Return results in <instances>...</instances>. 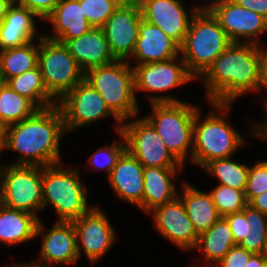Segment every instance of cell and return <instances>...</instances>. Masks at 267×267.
<instances>
[{
	"instance_id": "6da1fadb",
	"label": "cell",
	"mask_w": 267,
	"mask_h": 267,
	"mask_svg": "<svg viewBox=\"0 0 267 267\" xmlns=\"http://www.w3.org/2000/svg\"><path fill=\"white\" fill-rule=\"evenodd\" d=\"M66 134L58 105L39 109L34 115L5 130V149L21 156L12 165L50 166L62 162L60 141Z\"/></svg>"
},
{
	"instance_id": "7a4b0ae2",
	"label": "cell",
	"mask_w": 267,
	"mask_h": 267,
	"mask_svg": "<svg viewBox=\"0 0 267 267\" xmlns=\"http://www.w3.org/2000/svg\"><path fill=\"white\" fill-rule=\"evenodd\" d=\"M201 78L209 103L233 104L239 96L259 91V45L232 42Z\"/></svg>"
},
{
	"instance_id": "3957f363",
	"label": "cell",
	"mask_w": 267,
	"mask_h": 267,
	"mask_svg": "<svg viewBox=\"0 0 267 267\" xmlns=\"http://www.w3.org/2000/svg\"><path fill=\"white\" fill-rule=\"evenodd\" d=\"M152 113L144 118L153 126L168 151L184 166L191 161L193 126L199 107L189 105L171 95L148 94Z\"/></svg>"
},
{
	"instance_id": "277c9868",
	"label": "cell",
	"mask_w": 267,
	"mask_h": 267,
	"mask_svg": "<svg viewBox=\"0 0 267 267\" xmlns=\"http://www.w3.org/2000/svg\"><path fill=\"white\" fill-rule=\"evenodd\" d=\"M217 112L210 111L202 119V111H196L193 126V148L191 161L203 169L212 160L230 158L245 140L224 118L232 104L210 103ZM202 119V121H201Z\"/></svg>"
},
{
	"instance_id": "5b68a950",
	"label": "cell",
	"mask_w": 267,
	"mask_h": 267,
	"mask_svg": "<svg viewBox=\"0 0 267 267\" xmlns=\"http://www.w3.org/2000/svg\"><path fill=\"white\" fill-rule=\"evenodd\" d=\"M231 43L212 13L209 10H198L180 46V56L188 72L194 78H199Z\"/></svg>"
},
{
	"instance_id": "8992f818",
	"label": "cell",
	"mask_w": 267,
	"mask_h": 267,
	"mask_svg": "<svg viewBox=\"0 0 267 267\" xmlns=\"http://www.w3.org/2000/svg\"><path fill=\"white\" fill-rule=\"evenodd\" d=\"M127 60L89 69L84 79L96 89L110 110L122 121L138 116L134 70Z\"/></svg>"
},
{
	"instance_id": "52a82bcc",
	"label": "cell",
	"mask_w": 267,
	"mask_h": 267,
	"mask_svg": "<svg viewBox=\"0 0 267 267\" xmlns=\"http://www.w3.org/2000/svg\"><path fill=\"white\" fill-rule=\"evenodd\" d=\"M78 170L64 169L62 163L42 167L43 210L52 205L58 221H72L91 208Z\"/></svg>"
},
{
	"instance_id": "ba28073f",
	"label": "cell",
	"mask_w": 267,
	"mask_h": 267,
	"mask_svg": "<svg viewBox=\"0 0 267 267\" xmlns=\"http://www.w3.org/2000/svg\"><path fill=\"white\" fill-rule=\"evenodd\" d=\"M0 203L35 215L43 211L42 166L0 165Z\"/></svg>"
},
{
	"instance_id": "9c48e42d",
	"label": "cell",
	"mask_w": 267,
	"mask_h": 267,
	"mask_svg": "<svg viewBox=\"0 0 267 267\" xmlns=\"http://www.w3.org/2000/svg\"><path fill=\"white\" fill-rule=\"evenodd\" d=\"M38 66L48 93L57 102L84 80L85 72L68 48L44 36L39 39Z\"/></svg>"
},
{
	"instance_id": "30bf717a",
	"label": "cell",
	"mask_w": 267,
	"mask_h": 267,
	"mask_svg": "<svg viewBox=\"0 0 267 267\" xmlns=\"http://www.w3.org/2000/svg\"><path fill=\"white\" fill-rule=\"evenodd\" d=\"M57 105L64 117L66 133L109 116H113L117 121V133L121 131L123 122L106 105L100 93L85 79L68 92Z\"/></svg>"
},
{
	"instance_id": "8fae6325",
	"label": "cell",
	"mask_w": 267,
	"mask_h": 267,
	"mask_svg": "<svg viewBox=\"0 0 267 267\" xmlns=\"http://www.w3.org/2000/svg\"><path fill=\"white\" fill-rule=\"evenodd\" d=\"M121 132L126 141V150L143 167L184 168L144 117L122 123Z\"/></svg>"
},
{
	"instance_id": "7c38bea8",
	"label": "cell",
	"mask_w": 267,
	"mask_h": 267,
	"mask_svg": "<svg viewBox=\"0 0 267 267\" xmlns=\"http://www.w3.org/2000/svg\"><path fill=\"white\" fill-rule=\"evenodd\" d=\"M142 20L139 3L124 0L101 27L108 42L111 54L116 60L131 58Z\"/></svg>"
},
{
	"instance_id": "4fadbf2b",
	"label": "cell",
	"mask_w": 267,
	"mask_h": 267,
	"mask_svg": "<svg viewBox=\"0 0 267 267\" xmlns=\"http://www.w3.org/2000/svg\"><path fill=\"white\" fill-rule=\"evenodd\" d=\"M101 208L92 206L79 218L72 220L76 233V247L80 259L81 246L92 263L100 260L113 247L115 229Z\"/></svg>"
},
{
	"instance_id": "5bb4252c",
	"label": "cell",
	"mask_w": 267,
	"mask_h": 267,
	"mask_svg": "<svg viewBox=\"0 0 267 267\" xmlns=\"http://www.w3.org/2000/svg\"><path fill=\"white\" fill-rule=\"evenodd\" d=\"M209 11L218 20L232 42H249L260 45L259 37L267 33L266 18L237 5L232 0H222Z\"/></svg>"
},
{
	"instance_id": "9a60e30c",
	"label": "cell",
	"mask_w": 267,
	"mask_h": 267,
	"mask_svg": "<svg viewBox=\"0 0 267 267\" xmlns=\"http://www.w3.org/2000/svg\"><path fill=\"white\" fill-rule=\"evenodd\" d=\"M180 58V59H179ZM178 60V61H177ZM136 91L167 92L195 78L188 72L181 56L163 62L132 66Z\"/></svg>"
},
{
	"instance_id": "2e32d148",
	"label": "cell",
	"mask_w": 267,
	"mask_h": 267,
	"mask_svg": "<svg viewBox=\"0 0 267 267\" xmlns=\"http://www.w3.org/2000/svg\"><path fill=\"white\" fill-rule=\"evenodd\" d=\"M136 1L139 3L143 20L159 27L179 46L182 45L191 20L198 11L196 7L190 9L191 12L187 14L184 3L181 0Z\"/></svg>"
},
{
	"instance_id": "e0dca14e",
	"label": "cell",
	"mask_w": 267,
	"mask_h": 267,
	"mask_svg": "<svg viewBox=\"0 0 267 267\" xmlns=\"http://www.w3.org/2000/svg\"><path fill=\"white\" fill-rule=\"evenodd\" d=\"M153 215L155 229L162 237L172 242L180 249H194L199 235L189 219L185 206L179 196L158 206L149 212Z\"/></svg>"
},
{
	"instance_id": "ac0fdd59",
	"label": "cell",
	"mask_w": 267,
	"mask_h": 267,
	"mask_svg": "<svg viewBox=\"0 0 267 267\" xmlns=\"http://www.w3.org/2000/svg\"><path fill=\"white\" fill-rule=\"evenodd\" d=\"M44 234L39 259L42 262L46 261V263L33 261L29 263L30 265L33 267H55L54 264L73 265L79 260L75 227L72 221L57 220L53 227Z\"/></svg>"
},
{
	"instance_id": "d6986e66",
	"label": "cell",
	"mask_w": 267,
	"mask_h": 267,
	"mask_svg": "<svg viewBox=\"0 0 267 267\" xmlns=\"http://www.w3.org/2000/svg\"><path fill=\"white\" fill-rule=\"evenodd\" d=\"M143 165L127 150L107 177L115 195L142 210Z\"/></svg>"
},
{
	"instance_id": "ffe728a7",
	"label": "cell",
	"mask_w": 267,
	"mask_h": 267,
	"mask_svg": "<svg viewBox=\"0 0 267 267\" xmlns=\"http://www.w3.org/2000/svg\"><path fill=\"white\" fill-rule=\"evenodd\" d=\"M178 56H180V46L159 27L142 19L139 37L131 56L138 59V63L133 66L163 62Z\"/></svg>"
},
{
	"instance_id": "44dd1931",
	"label": "cell",
	"mask_w": 267,
	"mask_h": 267,
	"mask_svg": "<svg viewBox=\"0 0 267 267\" xmlns=\"http://www.w3.org/2000/svg\"><path fill=\"white\" fill-rule=\"evenodd\" d=\"M64 45L84 72L116 60L110 52L102 28L92 27L80 37L67 40Z\"/></svg>"
},
{
	"instance_id": "7402d4cb",
	"label": "cell",
	"mask_w": 267,
	"mask_h": 267,
	"mask_svg": "<svg viewBox=\"0 0 267 267\" xmlns=\"http://www.w3.org/2000/svg\"><path fill=\"white\" fill-rule=\"evenodd\" d=\"M45 20L51 23L54 33L43 36L62 44L80 37L92 28L83 14L79 0H61Z\"/></svg>"
},
{
	"instance_id": "603a6c76",
	"label": "cell",
	"mask_w": 267,
	"mask_h": 267,
	"mask_svg": "<svg viewBox=\"0 0 267 267\" xmlns=\"http://www.w3.org/2000/svg\"><path fill=\"white\" fill-rule=\"evenodd\" d=\"M46 230L35 215L0 203V242L8 246L31 241Z\"/></svg>"
},
{
	"instance_id": "cb8c5ba5",
	"label": "cell",
	"mask_w": 267,
	"mask_h": 267,
	"mask_svg": "<svg viewBox=\"0 0 267 267\" xmlns=\"http://www.w3.org/2000/svg\"><path fill=\"white\" fill-rule=\"evenodd\" d=\"M181 169L183 168L144 167L142 212L149 213L179 196L172 179Z\"/></svg>"
},
{
	"instance_id": "d4e9b609",
	"label": "cell",
	"mask_w": 267,
	"mask_h": 267,
	"mask_svg": "<svg viewBox=\"0 0 267 267\" xmlns=\"http://www.w3.org/2000/svg\"><path fill=\"white\" fill-rule=\"evenodd\" d=\"M198 235L209 230L221 217L215 208L210 192H204L188 183L182 184L179 197Z\"/></svg>"
},
{
	"instance_id": "484cf974",
	"label": "cell",
	"mask_w": 267,
	"mask_h": 267,
	"mask_svg": "<svg viewBox=\"0 0 267 267\" xmlns=\"http://www.w3.org/2000/svg\"><path fill=\"white\" fill-rule=\"evenodd\" d=\"M235 245L227 220L220 217L209 230L199 235L194 249L203 252V267H214Z\"/></svg>"
},
{
	"instance_id": "4316f807",
	"label": "cell",
	"mask_w": 267,
	"mask_h": 267,
	"mask_svg": "<svg viewBox=\"0 0 267 267\" xmlns=\"http://www.w3.org/2000/svg\"><path fill=\"white\" fill-rule=\"evenodd\" d=\"M7 84L16 93L31 100L39 109H46L58 104L48 93L39 66L10 78Z\"/></svg>"
},
{
	"instance_id": "83f0119b",
	"label": "cell",
	"mask_w": 267,
	"mask_h": 267,
	"mask_svg": "<svg viewBox=\"0 0 267 267\" xmlns=\"http://www.w3.org/2000/svg\"><path fill=\"white\" fill-rule=\"evenodd\" d=\"M42 36V33L38 35L37 45L33 40L24 46L0 51V71L6 81L38 66L39 39Z\"/></svg>"
},
{
	"instance_id": "f1b7e54d",
	"label": "cell",
	"mask_w": 267,
	"mask_h": 267,
	"mask_svg": "<svg viewBox=\"0 0 267 267\" xmlns=\"http://www.w3.org/2000/svg\"><path fill=\"white\" fill-rule=\"evenodd\" d=\"M39 108L16 93L8 84L0 91V123L5 127L34 115Z\"/></svg>"
},
{
	"instance_id": "f546056e",
	"label": "cell",
	"mask_w": 267,
	"mask_h": 267,
	"mask_svg": "<svg viewBox=\"0 0 267 267\" xmlns=\"http://www.w3.org/2000/svg\"><path fill=\"white\" fill-rule=\"evenodd\" d=\"M203 168L208 174L214 175L221 185L237 190L246 188L249 167L233 161L232 157L212 160Z\"/></svg>"
},
{
	"instance_id": "4dcf8cb0",
	"label": "cell",
	"mask_w": 267,
	"mask_h": 267,
	"mask_svg": "<svg viewBox=\"0 0 267 267\" xmlns=\"http://www.w3.org/2000/svg\"><path fill=\"white\" fill-rule=\"evenodd\" d=\"M246 218V236L239 244L247 251L261 254L267 238V215L249 204L242 210Z\"/></svg>"
},
{
	"instance_id": "1f68e13d",
	"label": "cell",
	"mask_w": 267,
	"mask_h": 267,
	"mask_svg": "<svg viewBox=\"0 0 267 267\" xmlns=\"http://www.w3.org/2000/svg\"><path fill=\"white\" fill-rule=\"evenodd\" d=\"M210 194L215 208L221 217L231 213L241 212L248 205L245 197V190H237L219 184L210 191Z\"/></svg>"
},
{
	"instance_id": "d6a6232c",
	"label": "cell",
	"mask_w": 267,
	"mask_h": 267,
	"mask_svg": "<svg viewBox=\"0 0 267 267\" xmlns=\"http://www.w3.org/2000/svg\"><path fill=\"white\" fill-rule=\"evenodd\" d=\"M121 137V141L116 140L109 147L103 146L99 148L91 157L88 159V164L91 165L96 171L105 170L107 177L115 167L118 159L126 151V141L121 131L117 133Z\"/></svg>"
},
{
	"instance_id": "836d02e7",
	"label": "cell",
	"mask_w": 267,
	"mask_h": 267,
	"mask_svg": "<svg viewBox=\"0 0 267 267\" xmlns=\"http://www.w3.org/2000/svg\"><path fill=\"white\" fill-rule=\"evenodd\" d=\"M124 0H79L92 27L101 28Z\"/></svg>"
},
{
	"instance_id": "e575fe53",
	"label": "cell",
	"mask_w": 267,
	"mask_h": 267,
	"mask_svg": "<svg viewBox=\"0 0 267 267\" xmlns=\"http://www.w3.org/2000/svg\"><path fill=\"white\" fill-rule=\"evenodd\" d=\"M267 191V160H261L248 169L245 197L249 203L254 197Z\"/></svg>"
},
{
	"instance_id": "d590c367",
	"label": "cell",
	"mask_w": 267,
	"mask_h": 267,
	"mask_svg": "<svg viewBox=\"0 0 267 267\" xmlns=\"http://www.w3.org/2000/svg\"><path fill=\"white\" fill-rule=\"evenodd\" d=\"M35 17L37 16L24 6L12 4L0 22V28L36 29Z\"/></svg>"
},
{
	"instance_id": "8d00e7d4",
	"label": "cell",
	"mask_w": 267,
	"mask_h": 267,
	"mask_svg": "<svg viewBox=\"0 0 267 267\" xmlns=\"http://www.w3.org/2000/svg\"><path fill=\"white\" fill-rule=\"evenodd\" d=\"M36 29L0 28V51L21 47L33 41Z\"/></svg>"
},
{
	"instance_id": "74e56055",
	"label": "cell",
	"mask_w": 267,
	"mask_h": 267,
	"mask_svg": "<svg viewBox=\"0 0 267 267\" xmlns=\"http://www.w3.org/2000/svg\"><path fill=\"white\" fill-rule=\"evenodd\" d=\"M252 254L243 247L235 245L214 267H246Z\"/></svg>"
},
{
	"instance_id": "f35d334b",
	"label": "cell",
	"mask_w": 267,
	"mask_h": 267,
	"mask_svg": "<svg viewBox=\"0 0 267 267\" xmlns=\"http://www.w3.org/2000/svg\"><path fill=\"white\" fill-rule=\"evenodd\" d=\"M60 1L61 0H18L17 4L29 9L39 19L45 21Z\"/></svg>"
},
{
	"instance_id": "ab89813d",
	"label": "cell",
	"mask_w": 267,
	"mask_h": 267,
	"mask_svg": "<svg viewBox=\"0 0 267 267\" xmlns=\"http://www.w3.org/2000/svg\"><path fill=\"white\" fill-rule=\"evenodd\" d=\"M224 218L229 224L236 245H239L247 235L245 214L241 211L228 214Z\"/></svg>"
},
{
	"instance_id": "60d3db41",
	"label": "cell",
	"mask_w": 267,
	"mask_h": 267,
	"mask_svg": "<svg viewBox=\"0 0 267 267\" xmlns=\"http://www.w3.org/2000/svg\"><path fill=\"white\" fill-rule=\"evenodd\" d=\"M237 5L251 10L267 19V0H232Z\"/></svg>"
},
{
	"instance_id": "b9f144b4",
	"label": "cell",
	"mask_w": 267,
	"mask_h": 267,
	"mask_svg": "<svg viewBox=\"0 0 267 267\" xmlns=\"http://www.w3.org/2000/svg\"><path fill=\"white\" fill-rule=\"evenodd\" d=\"M259 55H260V84H259V90L265 89L267 90V50L262 48L261 45H259ZM264 87V88H263ZM264 100V109L267 113V96H265Z\"/></svg>"
},
{
	"instance_id": "7bdbcfd3",
	"label": "cell",
	"mask_w": 267,
	"mask_h": 267,
	"mask_svg": "<svg viewBox=\"0 0 267 267\" xmlns=\"http://www.w3.org/2000/svg\"><path fill=\"white\" fill-rule=\"evenodd\" d=\"M251 207L267 215V191L254 197L249 203Z\"/></svg>"
},
{
	"instance_id": "ee69618b",
	"label": "cell",
	"mask_w": 267,
	"mask_h": 267,
	"mask_svg": "<svg viewBox=\"0 0 267 267\" xmlns=\"http://www.w3.org/2000/svg\"><path fill=\"white\" fill-rule=\"evenodd\" d=\"M265 116V121H260V123L257 122V124H255L256 126L253 125L254 130L251 129L252 131H249L250 133L248 134H251L252 132V135H255L254 137H259L267 141V113Z\"/></svg>"
},
{
	"instance_id": "f6af8a7d",
	"label": "cell",
	"mask_w": 267,
	"mask_h": 267,
	"mask_svg": "<svg viewBox=\"0 0 267 267\" xmlns=\"http://www.w3.org/2000/svg\"><path fill=\"white\" fill-rule=\"evenodd\" d=\"M266 262L261 254H252L248 260L246 267H265Z\"/></svg>"
},
{
	"instance_id": "bcb514c9",
	"label": "cell",
	"mask_w": 267,
	"mask_h": 267,
	"mask_svg": "<svg viewBox=\"0 0 267 267\" xmlns=\"http://www.w3.org/2000/svg\"><path fill=\"white\" fill-rule=\"evenodd\" d=\"M12 5L8 0H0V22L5 18L9 7Z\"/></svg>"
},
{
	"instance_id": "7dc6e473",
	"label": "cell",
	"mask_w": 267,
	"mask_h": 267,
	"mask_svg": "<svg viewBox=\"0 0 267 267\" xmlns=\"http://www.w3.org/2000/svg\"><path fill=\"white\" fill-rule=\"evenodd\" d=\"M5 130L6 127L0 123V153L5 150Z\"/></svg>"
},
{
	"instance_id": "c3c4849f",
	"label": "cell",
	"mask_w": 267,
	"mask_h": 267,
	"mask_svg": "<svg viewBox=\"0 0 267 267\" xmlns=\"http://www.w3.org/2000/svg\"><path fill=\"white\" fill-rule=\"evenodd\" d=\"M207 1V0H206ZM208 1H210V0H208ZM222 0H214V1H210L209 3L210 4H208L207 3V6L205 5H203V6H196V8L198 9V10H209L210 8H212L214 5H216V4H218L219 2H221Z\"/></svg>"
},
{
	"instance_id": "681fc988",
	"label": "cell",
	"mask_w": 267,
	"mask_h": 267,
	"mask_svg": "<svg viewBox=\"0 0 267 267\" xmlns=\"http://www.w3.org/2000/svg\"><path fill=\"white\" fill-rule=\"evenodd\" d=\"M6 84H7V81L5 79V76L0 71V91L5 87Z\"/></svg>"
},
{
	"instance_id": "f907efd6",
	"label": "cell",
	"mask_w": 267,
	"mask_h": 267,
	"mask_svg": "<svg viewBox=\"0 0 267 267\" xmlns=\"http://www.w3.org/2000/svg\"><path fill=\"white\" fill-rule=\"evenodd\" d=\"M261 255L264 258L266 265H267V238H266V241L264 243V247H263V250L261 252Z\"/></svg>"
},
{
	"instance_id": "816d5d0a",
	"label": "cell",
	"mask_w": 267,
	"mask_h": 267,
	"mask_svg": "<svg viewBox=\"0 0 267 267\" xmlns=\"http://www.w3.org/2000/svg\"><path fill=\"white\" fill-rule=\"evenodd\" d=\"M9 267H33L32 265H30L29 263H23V264H19V263H16V264H12L11 266Z\"/></svg>"
},
{
	"instance_id": "f5cc1de1",
	"label": "cell",
	"mask_w": 267,
	"mask_h": 267,
	"mask_svg": "<svg viewBox=\"0 0 267 267\" xmlns=\"http://www.w3.org/2000/svg\"><path fill=\"white\" fill-rule=\"evenodd\" d=\"M12 4H17L18 0H8Z\"/></svg>"
}]
</instances>
